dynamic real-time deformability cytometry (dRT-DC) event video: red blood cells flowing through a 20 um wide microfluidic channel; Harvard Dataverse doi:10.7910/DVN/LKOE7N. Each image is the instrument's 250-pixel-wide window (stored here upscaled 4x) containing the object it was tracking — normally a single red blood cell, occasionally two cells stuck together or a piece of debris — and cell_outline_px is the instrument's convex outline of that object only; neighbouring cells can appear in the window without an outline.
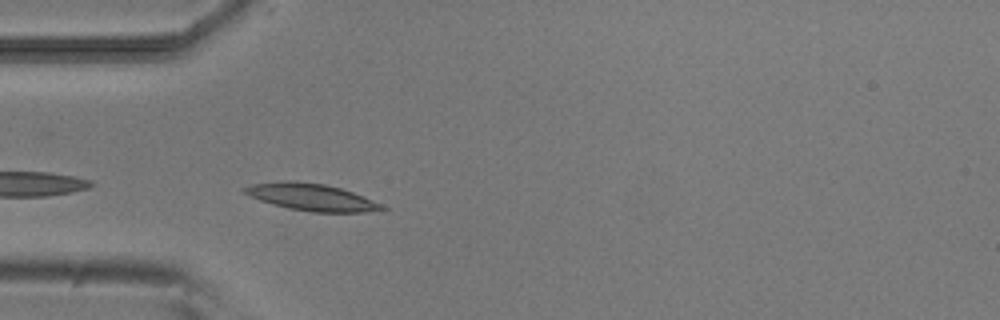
{"species": "common noctule bat (a hibernating species)", "species_latin": "Nyctalus noctula", "temperature_condition": "room temperature", "stored_images_in_passage": 8, "camera_frame_rate_fps": 3000, "um_per_image_px": 0.085, "animal": {"sex": "male", "body_mass_g": 20.5, "forearm_length_mm": 52.5}, "frame": {"image": 1, "passage_image": 2, "time_ms": 0.333, "image_size_px": [1000, 320], "cell_outline_px": [[388, 208], [364, 212], [312, 212], [288, 208], [260, 200], [248, 196], [240, 188], [252, 184], [280, 180], [292, 180], [324, 184], [340, 188], [364, 196]], "centroid_in_image_um": [26.41, 16.74], "position_along_channel_um": 58.6, "area_um2": 21.56}}
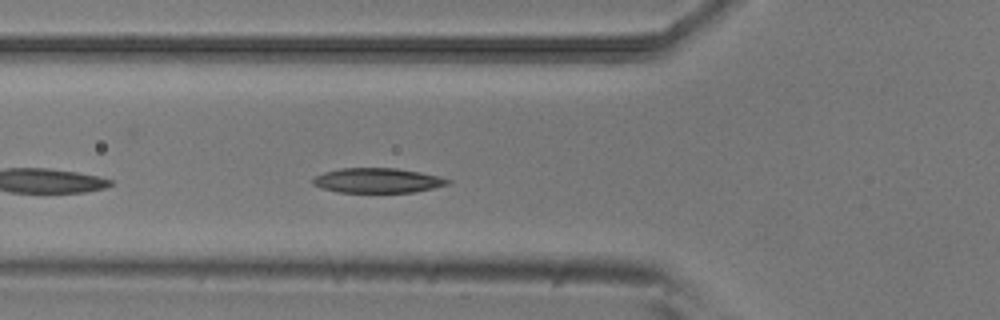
{"frame": {"image": 2, "passage_image": 5, "time_ms": 1.333, "image_size_px": [1000, 320], "cell_outline_px": [[452, 180], [448, 184], [432, 188], [412, 192], [340, 192], [320, 188], [312, 184], [312, 180], [316, 176], [324, 172], [340, 168], [396, 168], [420, 172], [440, 176]], "centroid_in_image_um": [32.08, 15.33], "position_along_channel_um": 93.7, "area_um2": 19.42}}